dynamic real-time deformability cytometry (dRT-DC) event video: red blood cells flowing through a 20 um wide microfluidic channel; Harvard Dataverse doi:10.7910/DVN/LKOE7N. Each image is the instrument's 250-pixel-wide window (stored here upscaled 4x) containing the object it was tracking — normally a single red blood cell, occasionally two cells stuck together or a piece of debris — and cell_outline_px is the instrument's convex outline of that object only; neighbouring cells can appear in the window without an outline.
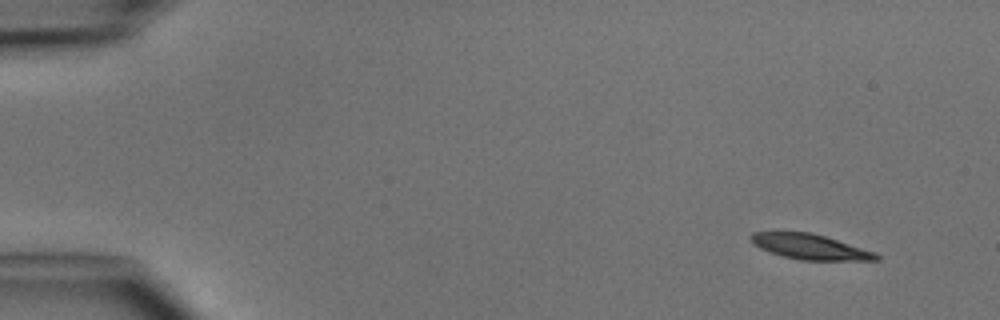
{"species": "common noctule bat (a hibernating species)", "species_latin": "Nyctalus noctula", "temperature_condition": "cold", "stored_images_in_passage": 4, "camera_frame_rate_fps": 3000, "um_per_image_px": 0.085, "animal": {"sex": "male", "body_mass_g": 15.6}, "frame": {"image": 1, "passage_image": 1, "time_ms": 0.0, "image_size_px": [1000, 320], "cell_outline_px": [[880, 260], [800, 260], [768, 252], [752, 244], [748, 236], [752, 232], [776, 228], [812, 232], [876, 252], [880, 256]], "centroid_in_image_um": [68.71, 20.91], "position_along_channel_um": 16.3, "area_um2": 19.36}}
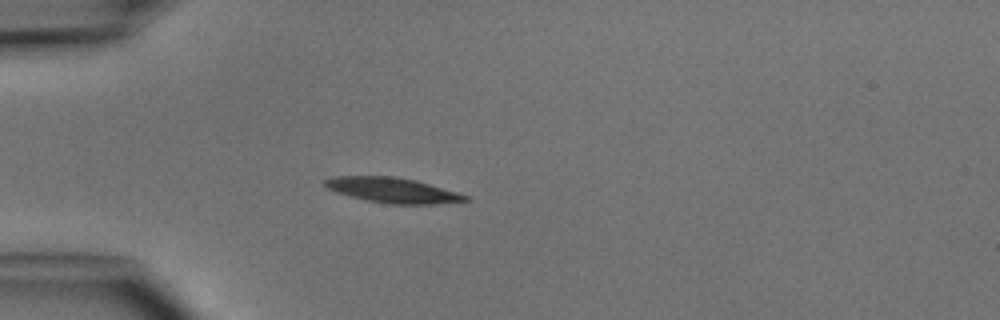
{"frame": {"image": 2, "passage_image": 4, "time_ms": 3.333, "image_size_px": [1000, 320], "cell_outline_px": [[472, 200], [432, 204], [392, 204], [368, 200], [336, 192], [328, 188], [324, 184], [324, 180], [336, 176], [392, 176], [416, 180], [456, 192], [468, 196]], "centroid_in_image_um": [33.39, 16.16], "position_along_channel_um": 51.6, "area_um2": 20.23}}